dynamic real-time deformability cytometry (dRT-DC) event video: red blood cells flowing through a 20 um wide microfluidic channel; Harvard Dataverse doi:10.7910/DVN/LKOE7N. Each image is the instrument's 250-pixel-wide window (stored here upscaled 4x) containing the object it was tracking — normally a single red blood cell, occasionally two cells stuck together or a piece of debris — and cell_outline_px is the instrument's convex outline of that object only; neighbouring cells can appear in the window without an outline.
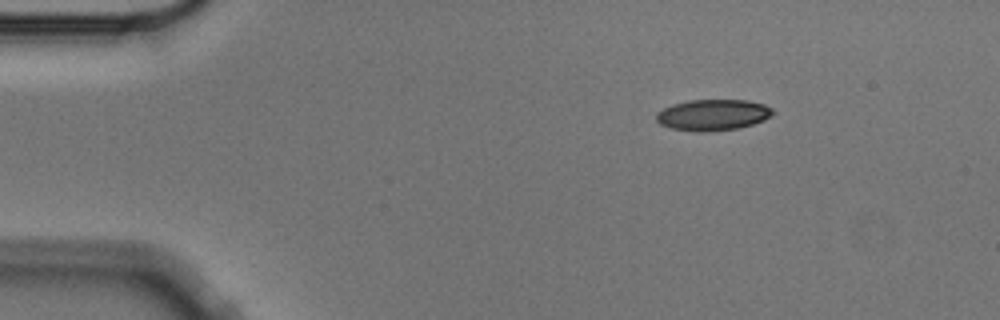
{"species": "Egyptian fruit bat (a non-hibernating species)", "species_latin": "Rousettus aegyptiacus", "temperature_condition": "cold", "stored_images_in_passage": 3, "camera_frame_rate_fps": 3000, "um_per_image_px": 0.085, "animal": {"sex": "male"}, "frame": {"image": 1, "passage_image": 1, "time_ms": 0.0, "image_size_px": [1000, 320], "cell_outline_px": [[776, 112], [772, 116], [764, 120], [752, 124], [736, 128], [708, 132], [696, 132], [668, 128], [660, 124], [656, 120], [656, 112], [672, 104], [688, 100], [748, 100], [764, 104], [772, 108]], "centroid_in_image_um": [60.58, 9.77], "position_along_channel_um": 24.4, "area_um2": 21.39}}